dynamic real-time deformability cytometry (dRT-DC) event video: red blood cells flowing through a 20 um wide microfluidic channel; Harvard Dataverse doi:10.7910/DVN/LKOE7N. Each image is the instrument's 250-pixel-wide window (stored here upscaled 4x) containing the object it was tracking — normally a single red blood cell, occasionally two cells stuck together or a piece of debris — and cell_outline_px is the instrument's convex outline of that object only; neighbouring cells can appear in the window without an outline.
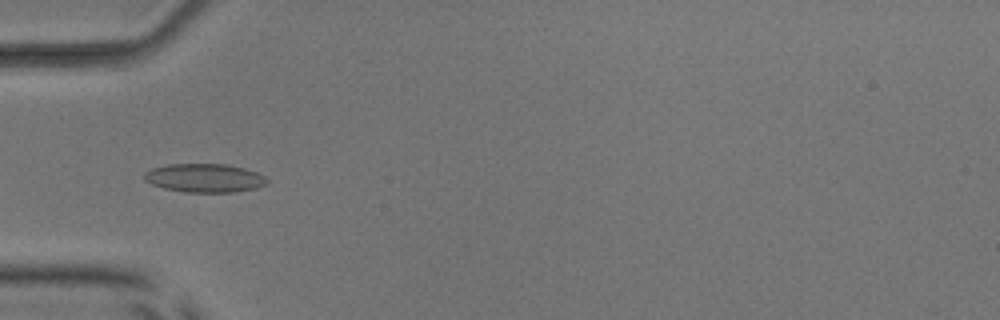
{"species": "common noctule bat (a hibernating species)", "species_latin": "Nyctalus noctula", "temperature_condition": "room temperature", "stored_images_in_passage": 54, "camera_frame_rate_fps": 3000, "um_per_image_px": 0.085, "animal": {"sex": "male", "body_mass_g": 17.9, "forearm_length_mm": 54.2}, "frame": {"image": 1, "passage_image": 18, "time_ms": 5.667, "image_size_px": [1000, 320], "cell_outline_px": [[268, 184], [256, 188], [232, 192], [188, 192], [164, 188], [152, 184], [144, 180], [144, 172], [152, 168], [168, 164], [228, 164], [244, 168], [256, 172], [264, 176], [268, 180]], "centroid_in_image_um": [17.39, 15.12], "position_along_channel_um": 67.6, "area_um2": 20.46}}
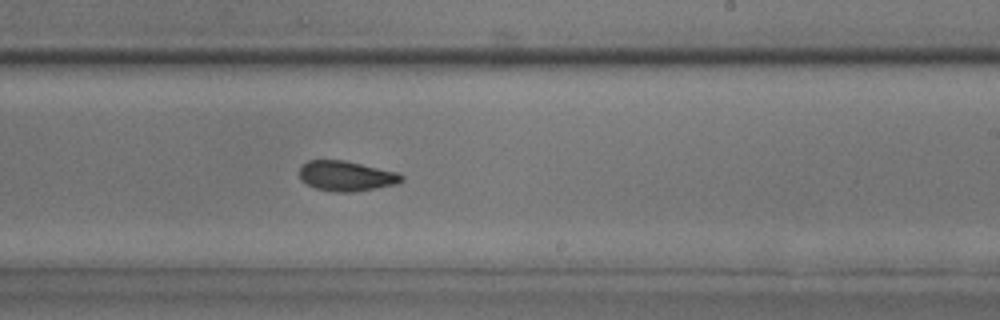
{"frame": {"image": 2, "passage_image": 33, "time_ms": 10.667, "image_size_px": [1000, 320], "cell_outline_px": [[404, 180], [396, 184], [356, 192], [336, 192], [316, 188], [300, 180], [300, 168], [308, 160], [344, 160], [400, 172], [404, 176]], "centroid_in_image_um": [29.48, 14.96], "position_along_channel_um": 259.5, "area_um2": 18.03}}
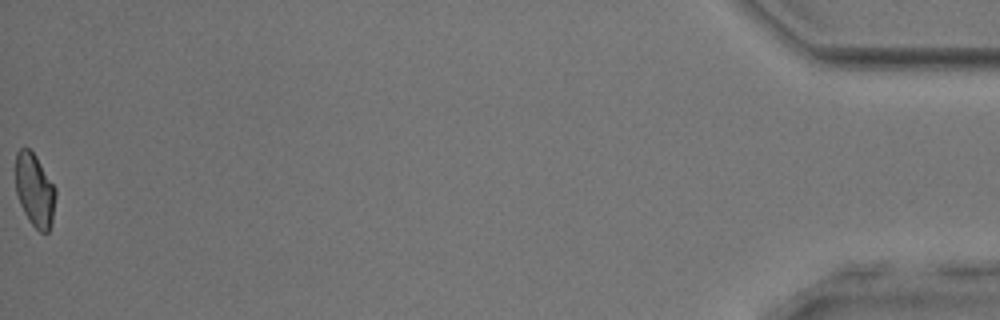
{"frame": {"image": 3, "passage_image": 54, "time_ms": 17.667, "image_size_px": [1000, 320], "cell_outline_px": [[56, 196], [52, 224], [48, 232], [40, 232], [28, 220], [20, 204], [16, 192], [16, 152], [20, 148], [28, 148], [36, 156], [56, 188]], "centroid_in_image_um": [2.96, 16.18], "position_along_channel_um": 432.2, "area_um2": 17.11}, "authors_computed_cell_mechanics": {"area_um2": 18.4671, "velocity_mm_per_s": 3.8767, "shape_relaxation_time_tau1_ms": 3.7227, "shape_relaxation_time_tau2_ms": 1.9981, "deformation_change_tau1": 0.1304, "deformation_change_tau2": 0.0811}}